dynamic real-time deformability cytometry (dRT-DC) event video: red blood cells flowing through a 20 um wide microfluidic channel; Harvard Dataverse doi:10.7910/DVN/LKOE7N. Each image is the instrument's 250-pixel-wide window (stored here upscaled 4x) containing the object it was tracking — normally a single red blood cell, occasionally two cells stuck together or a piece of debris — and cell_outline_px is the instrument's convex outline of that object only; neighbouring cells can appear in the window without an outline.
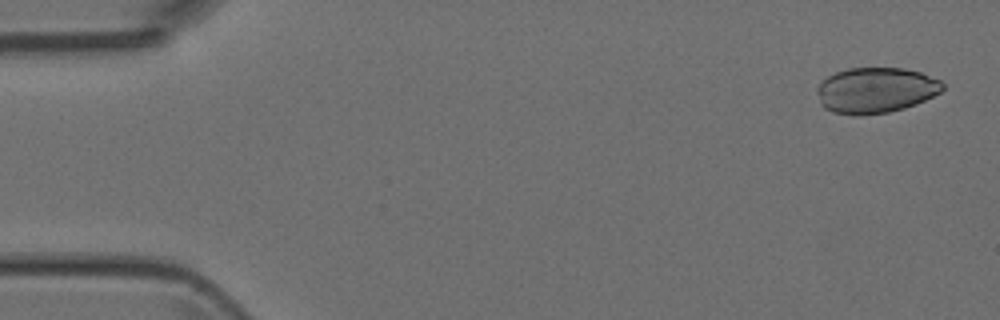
{"species": "Egyptian fruit bat (a non-hibernating species)", "species_latin": "Rousettus aegyptiacus", "temperature_condition": "room temperature", "stored_images_in_passage": 4, "camera_frame_rate_fps": 3000, "um_per_image_px": 0.085, "animal": {"sex": "female"}, "frame": {"image": 1, "passage_image": 1, "time_ms": 0.0, "image_size_px": [1000, 320], "cell_outline_px": [[944, 88], [940, 92], [916, 104], [904, 108], [888, 112], [860, 116], [856, 116], [832, 112], [824, 108], [820, 104], [816, 92], [816, 88], [828, 76], [836, 72], [848, 68], [904, 68], [920, 72], [940, 80], [944, 84]], "centroid_in_image_um": [74.41, 7.68], "position_along_channel_um": 10.6, "area_um2": 33.52}}
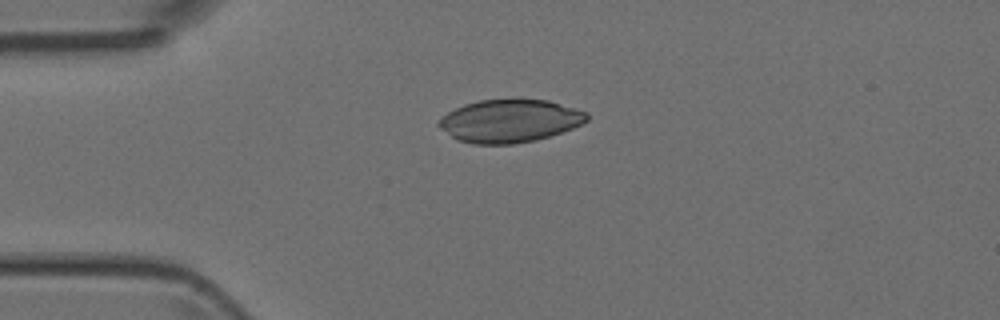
{"frame": {"image": 2, "passage_image": 4, "time_ms": 3.333, "image_size_px": [1000, 320], "cell_outline_px": [[588, 120], [572, 128], [536, 140], [512, 144], [472, 144], [456, 140], [440, 128], [436, 124], [448, 112], [464, 104], [480, 100], [548, 100], [588, 112]], "centroid_in_image_um": [43.31, 10.29], "position_along_channel_um": 41.7, "area_um2": 36.7}}